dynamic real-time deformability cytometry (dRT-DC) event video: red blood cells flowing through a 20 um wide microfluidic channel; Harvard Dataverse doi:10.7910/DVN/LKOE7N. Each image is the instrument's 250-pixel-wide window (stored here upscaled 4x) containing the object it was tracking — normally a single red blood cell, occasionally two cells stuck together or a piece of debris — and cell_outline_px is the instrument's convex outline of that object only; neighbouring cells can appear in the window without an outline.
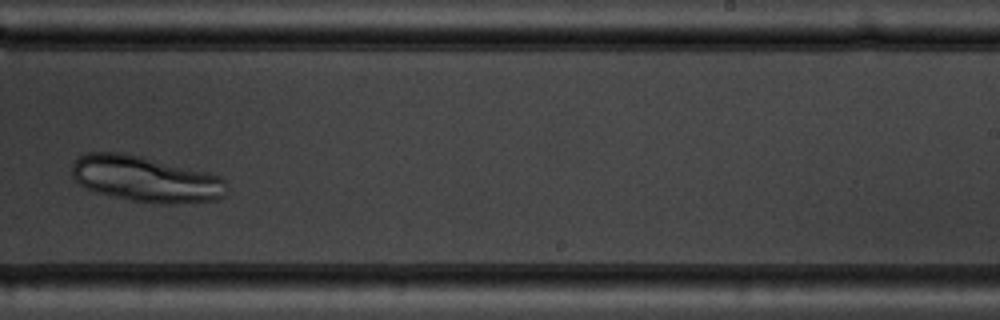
{"species": "common noctule bat (a hibernating species)", "species_latin": "Nyctalus noctula", "temperature_condition": "warm", "stored_images_in_passage": 8, "camera_frame_rate_fps": 3000, "um_per_image_px": 0.085, "animal": {"sex": "male", "body_mass_g": 19.5, "forearm_length_mm": 54.6}, "frame": {"image": 1, "passage_image": 8, "time_ms": 8.667, "image_size_px": [1000, 320], "cell_outline_px": [[228, 184], [224, 196], [216, 200], [180, 204], [152, 204], [128, 200], [96, 192], [84, 188], [72, 176], [72, 164], [80, 156], [88, 152], [120, 152], [140, 156], [208, 172], [220, 176], [228, 180]], "centroid_in_image_um": [12.42, 15.24], "position_along_channel_um": 276.6, "area_um2": 41.85}}